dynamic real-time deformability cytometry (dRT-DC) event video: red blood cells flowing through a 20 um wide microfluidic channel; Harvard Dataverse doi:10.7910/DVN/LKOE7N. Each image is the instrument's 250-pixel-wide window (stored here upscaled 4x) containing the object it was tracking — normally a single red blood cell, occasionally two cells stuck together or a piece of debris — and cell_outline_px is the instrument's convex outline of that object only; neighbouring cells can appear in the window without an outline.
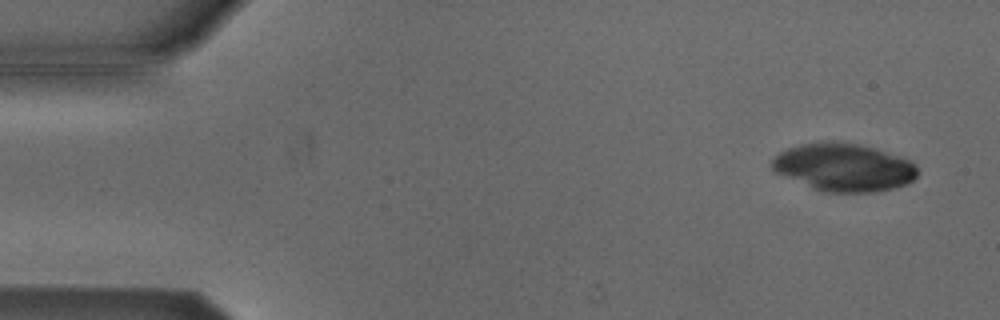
{"species": "Egyptian fruit bat (a non-hibernating species)", "species_latin": "Rousettus aegyptiacus", "temperature_condition": "cold", "stored_images_in_passage": 51, "camera_frame_rate_fps": 3000, "um_per_image_px": 0.085, "animal": {"sex": "male"}, "frame": {"image": 1, "passage_image": 2, "time_ms": 0.333, "image_size_px": [1000, 320], "cell_outline_px": [[916, 176], [912, 180], [904, 184], [892, 188], [872, 192], [824, 192], [812, 188], [776, 172], [768, 164], [772, 156], [788, 148], [800, 144], [820, 140], [824, 140], [856, 144], [872, 148], [900, 156], [912, 160], [916, 164]], "centroid_in_image_um": [71.66, 14.2], "position_along_channel_um": 13.3, "area_um2": 40.58}}
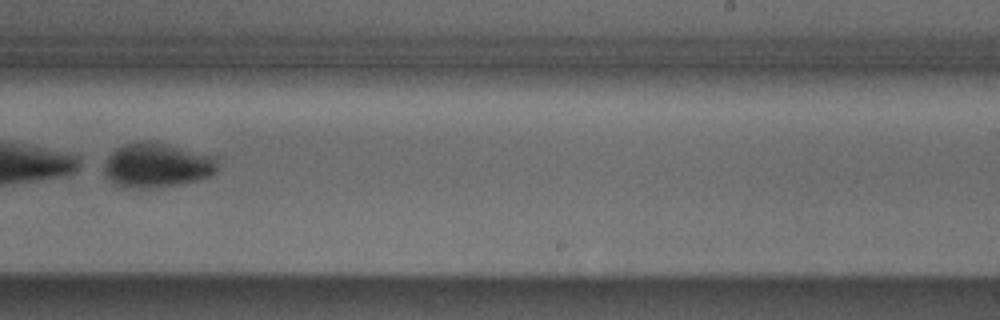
{"frame": {"image": 2, "passage_image": 32, "time_ms": 10.333, "image_size_px": [1000, 320], "cell_outline_px": [[216, 172], [212, 176], [200, 180], [180, 184], [132, 188], [116, 184], [104, 176], [104, 164], [108, 156], [116, 148], [124, 144], [164, 144], [216, 156]], "centroid_in_image_um": [13.35, 14.08], "position_along_channel_um": 275.6, "area_um2": 28.55}}